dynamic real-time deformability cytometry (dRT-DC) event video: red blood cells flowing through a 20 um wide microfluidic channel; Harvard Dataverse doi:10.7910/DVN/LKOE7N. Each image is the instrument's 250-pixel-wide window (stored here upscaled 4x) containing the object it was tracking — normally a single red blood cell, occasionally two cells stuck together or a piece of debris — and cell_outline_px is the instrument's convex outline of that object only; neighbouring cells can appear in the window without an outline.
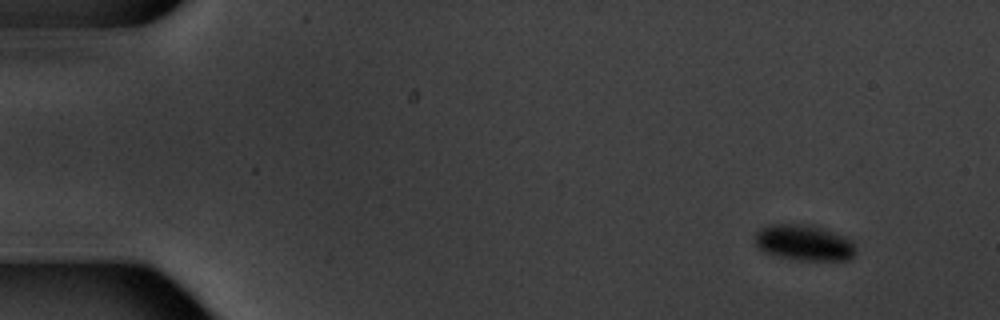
{"species": "common noctule bat (a hibernating species)", "species_latin": "Nyctalus noctula", "temperature_condition": "warm", "stored_images_in_passage": 8, "camera_frame_rate_fps": 3000, "um_per_image_px": 0.085, "animal": {"sex": "male", "body_mass_g": 20.1, "forearm_length_mm": 53.5}, "frame": {"image": 1, "passage_image": 1, "time_ms": 0.0, "image_size_px": [1000, 320], "cell_outline_px": [[856, 252], [848, 260], [800, 260], [780, 256], [764, 252], [756, 248], [752, 240], [756, 232], [760, 228], [768, 224], [816, 224], [844, 236], [852, 240]], "centroid_in_image_um": [68.3, 20.6], "position_along_channel_um": 16.7, "area_um2": 21.5}}
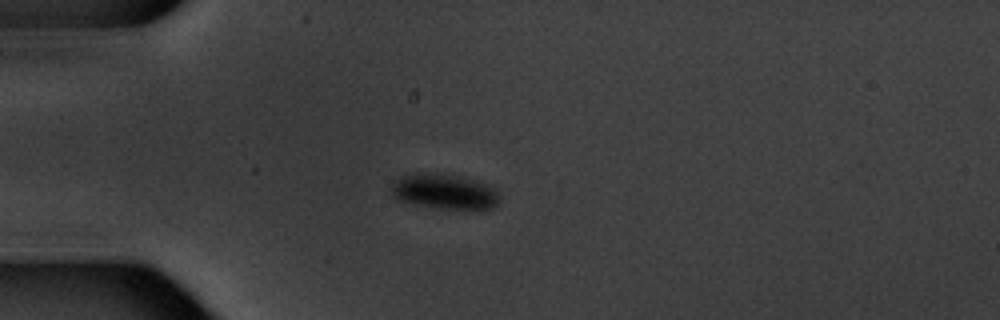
{"frame": {"image": 2, "passage_image": 4, "time_ms": 3.667, "image_size_px": [1000, 320], "cell_outline_px": [[500, 200], [492, 208], [480, 212], [440, 208], [416, 204], [396, 200], [392, 196], [392, 184], [400, 176], [416, 172], [424, 172], [456, 176], [484, 184], [492, 188], [500, 196]], "centroid_in_image_um": [37.77, 16.33], "position_along_channel_um": 47.2, "area_um2": 22.37}}
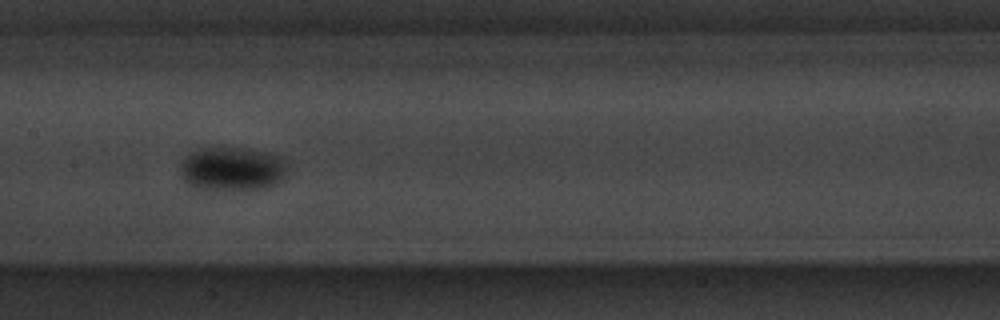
{"frame": {"image": 3, "passage_image": 8, "time_ms": 8.333, "image_size_px": [1000, 320], "cell_outline_px": [[288, 164], [284, 176], [276, 184], [264, 188], [204, 192], [188, 184], [184, 180], [180, 172], [180, 168], [184, 156], [200, 148], [248, 148], [268, 152], [280, 156]], "centroid_in_image_um": [19.71, 14.38], "position_along_channel_um": 187.7, "area_um2": 28.03}}